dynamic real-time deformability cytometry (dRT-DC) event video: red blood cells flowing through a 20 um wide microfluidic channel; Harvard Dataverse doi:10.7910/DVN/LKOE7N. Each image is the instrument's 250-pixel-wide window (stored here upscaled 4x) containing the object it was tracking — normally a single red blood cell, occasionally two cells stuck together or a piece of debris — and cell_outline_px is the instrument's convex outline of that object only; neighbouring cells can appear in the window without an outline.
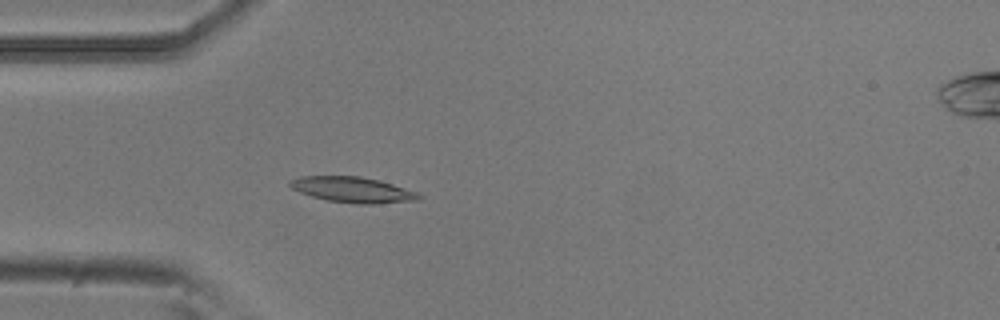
{"species": "common noctule bat (a hibernating species)", "species_latin": "Nyctalus noctula", "temperature_condition": "room temperature", "stored_images_in_passage": 5, "camera_frame_rate_fps": 3000, "um_per_image_px": 0.085, "animal": {"sex": "male", "body_mass_g": 20.5, "forearm_length_mm": 52.5}, "frame": {"image": 1, "passage_image": 5, "time_ms": 1.333, "image_size_px": [1000, 320], "cell_outline_px": [[424, 196], [416, 200], [376, 204], [356, 204], [328, 200], [312, 196], [300, 192], [292, 188], [288, 184], [288, 180], [300, 176], [360, 176], [380, 180], [416, 192]], "centroid_in_image_um": [29.96, 16.12], "position_along_channel_um": 55.0, "area_um2": 19.19}}